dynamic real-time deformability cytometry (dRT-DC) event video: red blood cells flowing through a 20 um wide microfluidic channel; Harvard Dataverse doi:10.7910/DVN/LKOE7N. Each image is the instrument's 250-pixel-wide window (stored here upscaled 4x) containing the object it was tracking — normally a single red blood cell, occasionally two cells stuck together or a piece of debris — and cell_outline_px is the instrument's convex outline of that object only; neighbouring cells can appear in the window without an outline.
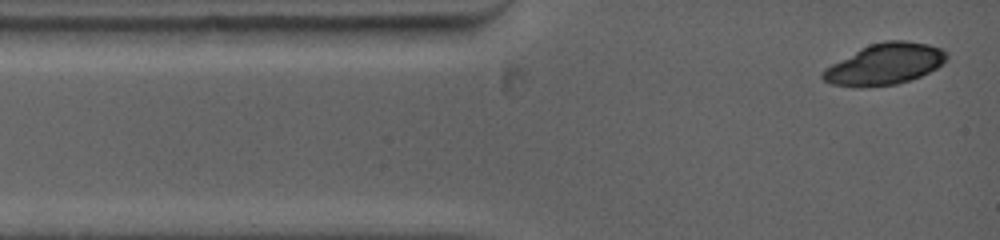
{"species": "common noctule bat (a hibernating species)", "species_latin": "Nyctalus noctula", "temperature_condition": "warm", "stored_images_in_passage": 3, "camera_frame_rate_fps": 5000, "um_per_image_px": 0.085, "animal": {"sex": "female", "body_mass_g": 19.0, "forearm_length_mm": 53.3}, "frame": {"image": 1, "passage_image": 1, "time_ms": 0.0, "image_size_px": [1000, 240], "cell_outline_px": [[948, 60], [936, 68], [920, 76], [896, 84], [832, 84], [824, 80], [820, 76], [820, 72], [824, 68], [860, 48], [872, 44], [888, 40], [904, 40], [928, 44], [940, 48], [948, 52]], "centroid_in_image_um": [75.25, 5.4], "position_along_channel_um": 9.7, "area_um2": 28.84}}